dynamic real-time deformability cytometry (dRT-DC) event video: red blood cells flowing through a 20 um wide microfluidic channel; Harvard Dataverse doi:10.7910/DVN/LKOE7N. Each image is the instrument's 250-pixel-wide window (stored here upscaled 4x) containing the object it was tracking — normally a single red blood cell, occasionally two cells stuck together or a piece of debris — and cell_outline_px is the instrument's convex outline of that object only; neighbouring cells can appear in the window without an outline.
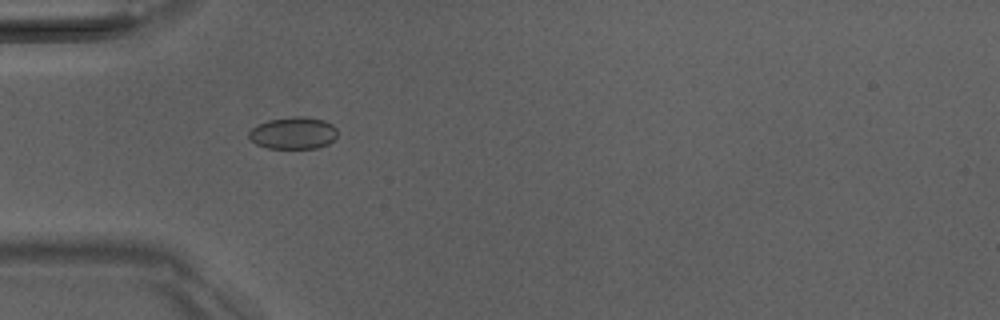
{"species": "Egyptian fruit bat (a non-hibernating species)", "species_latin": "Rousettus aegyptiacus", "temperature_condition": "room temperature", "stored_images_in_passage": 36, "camera_frame_rate_fps": 3000, "um_per_image_px": 0.085, "animal": {"sex": "male"}, "frame": {"image": 1, "passage_image": 1, "time_ms": 0.0, "image_size_px": [1000, 320], "cell_outline_px": [[336, 136], [328, 144], [316, 148], [268, 148], [256, 144], [248, 136], [248, 132], [252, 128], [268, 120], [296, 116], [304, 116], [324, 120], [332, 124], [336, 128]], "centroid_in_image_um": [24.93, 11.3], "position_along_channel_um": 60.1, "area_um2": 16.42}}
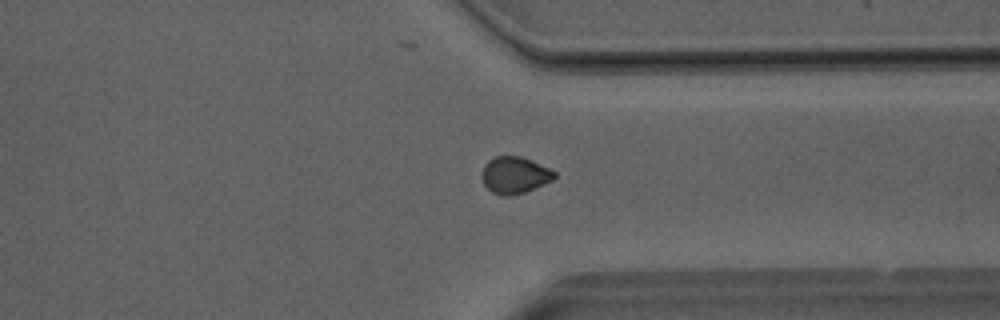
{"frame": {"image": 2, "passage_image": 24, "time_ms": 7.667, "image_size_px": [1000, 320], "cell_outline_px": [[556, 176], [552, 180], [544, 184], [524, 192], [512, 196], [500, 196], [492, 192], [484, 184], [484, 164], [488, 160], [496, 156], [520, 156], [532, 160], [556, 172]], "centroid_in_image_um": [43.77, 14.88], "position_along_channel_um": 367.6, "area_um2": 15.37}}
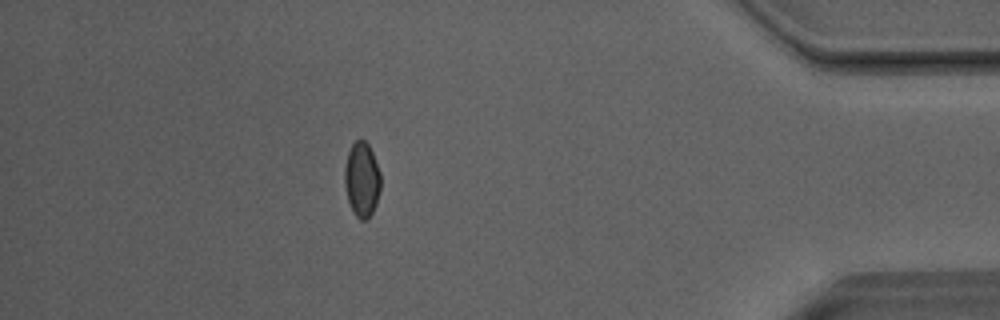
{"frame": {"image": 3, "passage_image": 30, "time_ms": 9.667, "image_size_px": [1000, 320], "cell_outline_px": [[380, 188], [376, 204], [368, 220], [360, 220], [352, 212], [348, 200], [344, 184], [344, 168], [348, 152], [352, 144], [356, 140], [364, 140], [368, 144], [372, 152], [380, 172]], "centroid_in_image_um": [30.74, 15.28], "position_along_channel_um": 404.5, "area_um2": 15.78}, "authors_computed_cell_mechanics": {"area_um2": 15.7216, "velocity_mm_per_s": 4.0696, "shape_relaxation_time_tau1_ms": 7.022, "shape_relaxation_time_tau2_ms": 3.8194, "deformation_change_tau1": 0.0802, "deformation_change_tau2": 0.0387}}